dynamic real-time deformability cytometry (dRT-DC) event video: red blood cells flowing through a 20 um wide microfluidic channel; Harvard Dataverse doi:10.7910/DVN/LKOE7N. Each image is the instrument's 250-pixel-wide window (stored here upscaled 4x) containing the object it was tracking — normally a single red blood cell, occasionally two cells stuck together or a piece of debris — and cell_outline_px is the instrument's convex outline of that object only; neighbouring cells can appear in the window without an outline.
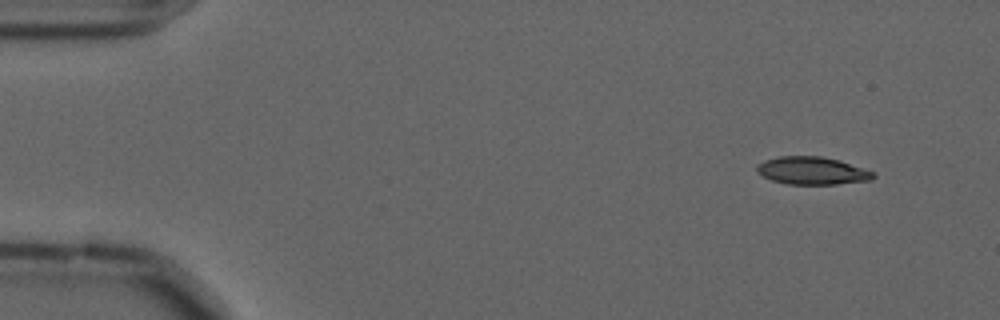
{"species": "common noctule bat (a hibernating species)", "species_latin": "Nyctalus noctula", "temperature_condition": "cold", "stored_images_in_passage": 16, "camera_frame_rate_fps": 3000, "um_per_image_px": 0.085, "animal": {"sex": "male", "forearm_length_mm": 52.5}, "frame": {"image": 1, "passage_image": 1, "time_ms": 0.0, "image_size_px": [1000, 320], "cell_outline_px": [[876, 176], [872, 180], [836, 184], [788, 184], [772, 180], [764, 176], [756, 168], [756, 164], [764, 160], [780, 156], [820, 156], [840, 160], [864, 168], [872, 172]], "centroid_in_image_um": [69.05, 14.5], "position_along_channel_um": 15.9, "area_um2": 18.73}}
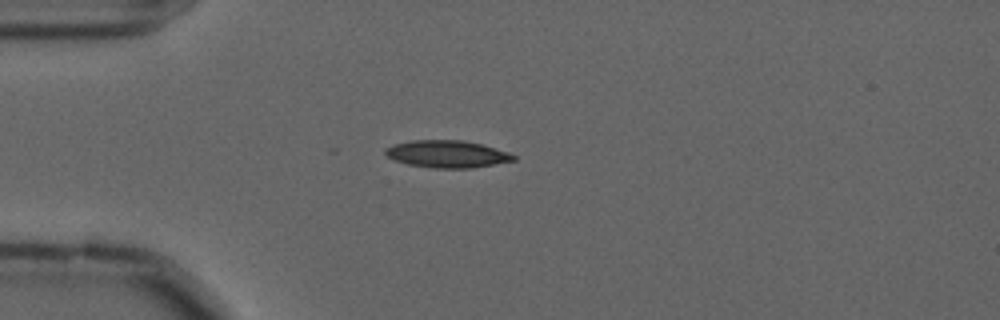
{"frame": {"image": 2, "passage_image": 11, "time_ms": 3.333, "image_size_px": [1000, 320], "cell_outline_px": [[516, 160], [472, 168], [432, 168], [408, 164], [396, 160], [388, 156], [384, 152], [384, 148], [392, 144], [412, 140], [464, 140], [480, 144], [508, 152], [516, 156]], "centroid_in_image_um": [37.99, 13.09], "position_along_channel_um": 47.0, "area_um2": 20.29}}
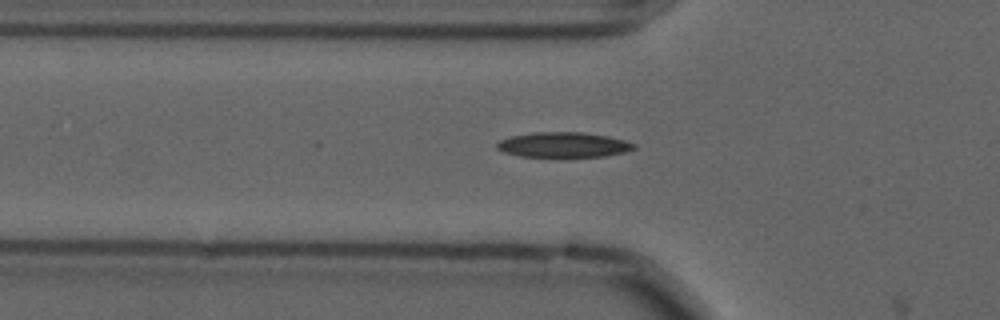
{"frame": {"image": 3, "passage_image": 15, "time_ms": 4.667, "image_size_px": [1000, 320], "cell_outline_px": [[636, 148], [624, 152], [604, 156], [520, 156], [504, 152], [496, 148], [496, 144], [500, 140], [512, 136], [532, 132], [584, 132], [608, 136], [624, 140], [636, 144]], "centroid_in_image_um": [47.89, 12.29], "position_along_channel_um": 77.9, "area_um2": 19.88}}